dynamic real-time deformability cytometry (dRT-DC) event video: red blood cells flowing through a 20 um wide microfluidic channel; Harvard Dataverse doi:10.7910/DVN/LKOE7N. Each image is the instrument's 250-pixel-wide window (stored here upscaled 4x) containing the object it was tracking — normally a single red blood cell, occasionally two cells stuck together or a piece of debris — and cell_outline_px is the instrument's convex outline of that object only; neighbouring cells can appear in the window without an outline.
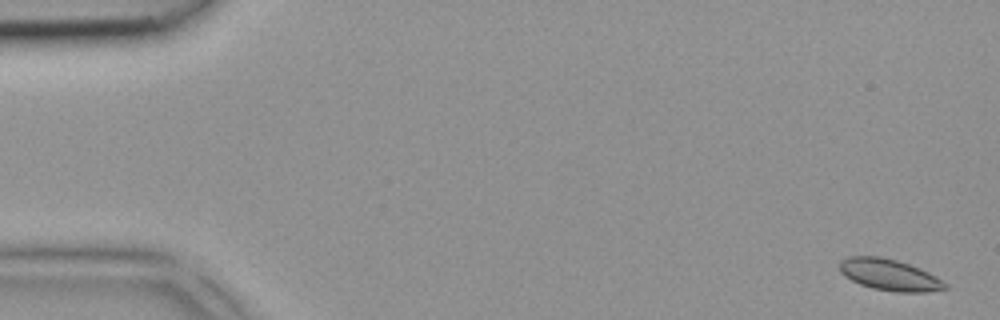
{"species": "common noctule bat (a hibernating species)", "species_latin": "Nyctalus noctula", "temperature_condition": "room temperature", "stored_images_in_passage": 4, "camera_frame_rate_fps": 3000, "um_per_image_px": 0.085, "animal": {"sex": "female", "body_mass_g": 18.4}, "frame": {"image": 1, "passage_image": 1, "time_ms": 0.0, "image_size_px": [1000, 320], "cell_outline_px": [[948, 288], [924, 292], [896, 292], [872, 288], [860, 284], [844, 276], [840, 272], [840, 260], [848, 256], [880, 256], [896, 260], [920, 268], [936, 276], [948, 284]], "centroid_in_image_um": [75.59, 23.36], "position_along_channel_um": 9.4, "area_um2": 19.31}}